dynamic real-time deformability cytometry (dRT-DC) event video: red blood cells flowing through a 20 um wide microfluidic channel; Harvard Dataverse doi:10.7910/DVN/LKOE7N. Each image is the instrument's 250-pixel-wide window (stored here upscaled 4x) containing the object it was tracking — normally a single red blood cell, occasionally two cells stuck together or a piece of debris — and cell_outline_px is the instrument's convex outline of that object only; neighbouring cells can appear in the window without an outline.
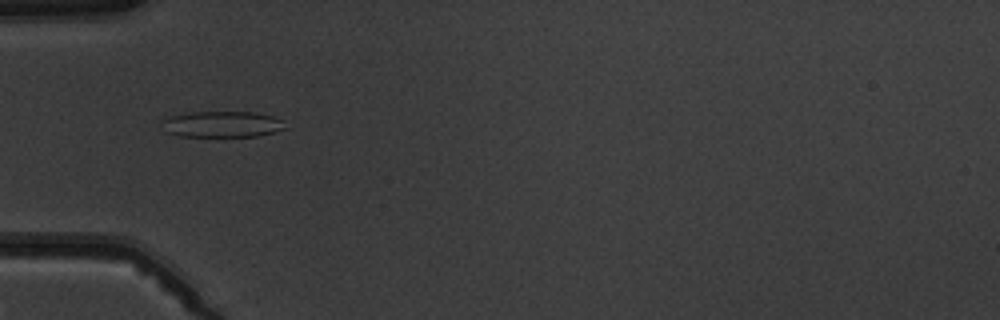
{"species": "common noctule bat (a hibernating species)", "species_latin": "Nyctalus noctula", "temperature_condition": "warm", "stored_images_in_passage": 5, "camera_frame_rate_fps": 3000, "um_per_image_px": 0.085, "animal": {"sex": "male", "body_mass_g": 19.5, "forearm_length_mm": 54.6}, "frame": {"image": 1, "passage_image": 5, "time_ms": 4.333, "image_size_px": [1000, 320], "cell_outline_px": [[288, 128], [260, 136], [180, 136], [168, 132], [160, 120], [168, 116], [192, 112], [256, 112], [272, 116], [280, 120]], "centroid_in_image_um": [18.89, 10.55], "position_along_channel_um": 66.1, "area_um2": 18.67}}